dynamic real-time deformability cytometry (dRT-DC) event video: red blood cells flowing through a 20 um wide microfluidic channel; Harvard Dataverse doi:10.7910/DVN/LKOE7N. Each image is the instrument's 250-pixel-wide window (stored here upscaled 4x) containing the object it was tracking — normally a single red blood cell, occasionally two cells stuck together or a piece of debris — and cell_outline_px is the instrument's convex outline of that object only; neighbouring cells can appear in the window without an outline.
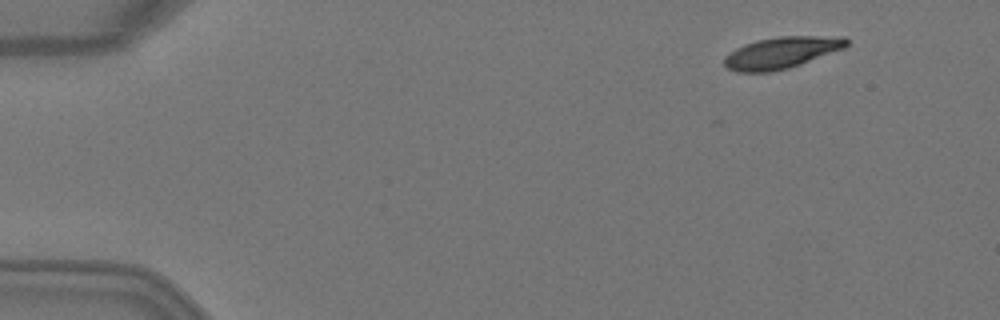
{"species": "Egyptian fruit bat (a non-hibernating species)", "species_latin": "Rousettus aegyptiacus", "temperature_condition": "warm", "stored_images_in_passage": 7, "camera_frame_rate_fps": 3000, "um_per_image_px": 0.085, "animal": {"sex": "female"}, "frame": {"image": 1, "passage_image": 1, "time_ms": 0.0, "image_size_px": [1000, 320], "cell_outline_px": [[848, 44], [844, 48], [800, 64], [788, 68], [772, 72], [736, 72], [728, 68], [724, 64], [724, 56], [736, 48], [744, 44], [756, 40], [780, 36], [844, 36], [848, 40]], "centroid_in_image_um": [66.41, 4.47], "position_along_channel_um": 18.6, "area_um2": 22.48}}
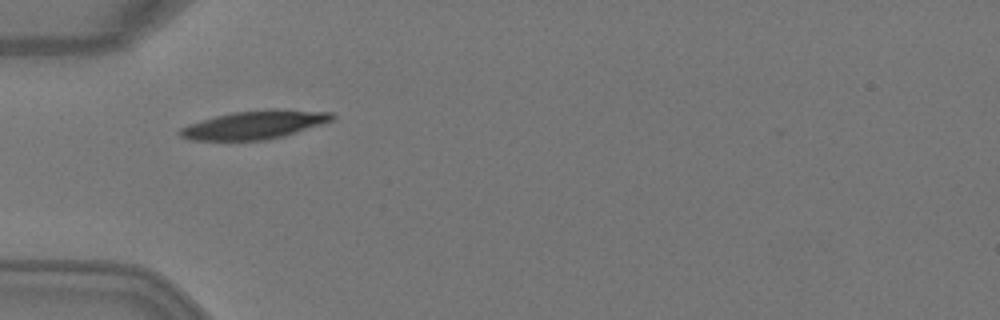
{"frame": {"image": 2, "passage_image": 4, "time_ms": 1.0, "image_size_px": [1000, 320], "cell_outline_px": [[336, 116], [332, 120], [284, 136], [264, 140], [188, 140], [180, 136], [176, 132], [180, 128], [188, 124], [216, 116], [232, 112], [272, 108], [276, 108], [332, 112]], "centroid_in_image_um": [21.61, 10.6], "position_along_channel_um": 63.4, "area_um2": 25.26}}
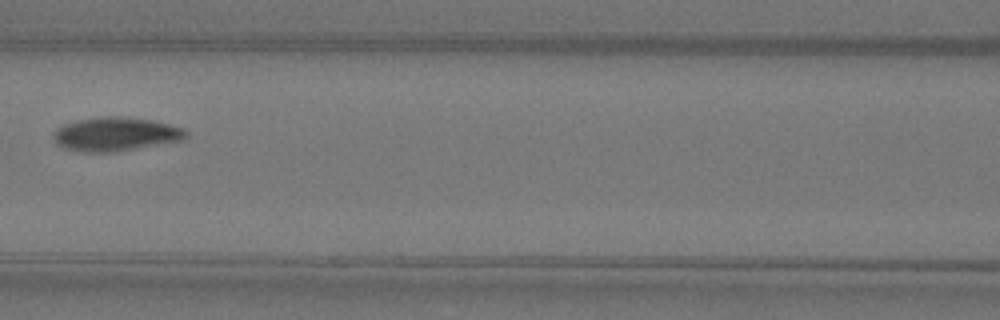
{"frame": {"image": 3, "passage_image": 6, "time_ms": 1.667, "image_size_px": [1000, 320], "cell_outline_px": [[188, 140], [112, 152], [84, 152], [64, 148], [56, 144], [52, 136], [52, 132], [56, 128], [64, 124], [76, 120], [108, 116], [124, 116], [152, 120], [184, 128], [188, 132]], "centroid_in_image_um": [9.85, 11.4], "position_along_channel_um": 156.7, "area_um2": 26.47}}